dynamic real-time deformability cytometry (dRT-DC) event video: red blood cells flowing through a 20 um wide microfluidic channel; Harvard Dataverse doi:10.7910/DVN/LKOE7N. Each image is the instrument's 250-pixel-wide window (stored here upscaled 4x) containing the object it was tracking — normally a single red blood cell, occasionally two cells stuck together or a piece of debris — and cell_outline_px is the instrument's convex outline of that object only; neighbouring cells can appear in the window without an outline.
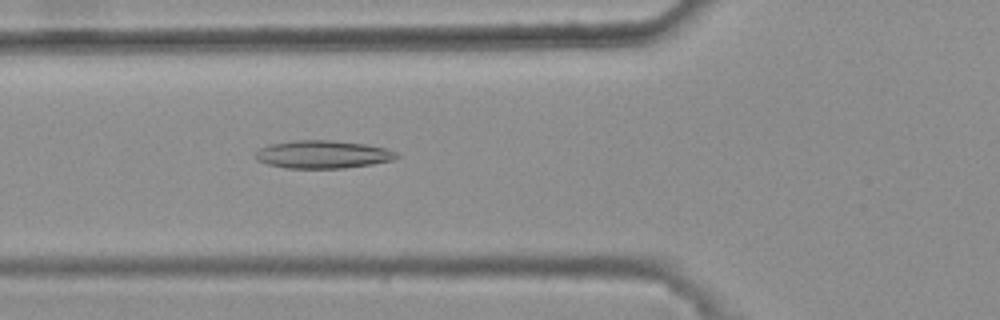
{"species": "common noctule bat (a hibernating species)", "species_latin": "Nyctalus noctula", "temperature_condition": "warm", "stored_images_in_passage": 39, "camera_frame_rate_fps": 3000, "um_per_image_px": 0.085, "animal": {"sex": "female", "body_mass_g": 25.1}, "frame": {"image": 1, "passage_image": 11, "time_ms": 3.333, "image_size_px": [1000, 320], "cell_outline_px": [[400, 156], [392, 160], [372, 164], [344, 168], [288, 168], [268, 164], [256, 160], [256, 152], [260, 148], [268, 144], [296, 140], [332, 140], [364, 144], [384, 148], [396, 152]], "centroid_in_image_um": [27.42, 13.12], "position_along_channel_um": 98.4, "area_um2": 22.83}}
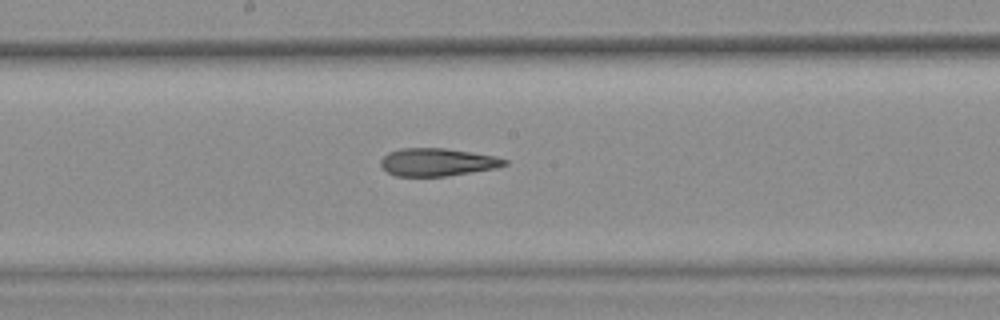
{"frame": {"image": 2, "passage_image": 20, "time_ms": 6.333, "image_size_px": [1000, 320], "cell_outline_px": [[508, 164], [496, 168], [472, 172], [444, 176], [396, 176], [388, 172], [380, 164], [380, 160], [388, 152], [400, 148], [444, 148], [472, 152], [496, 156], [508, 160]], "centroid_in_image_um": [37.18, 13.77], "position_along_channel_um": 211.0, "area_um2": 20.06}}
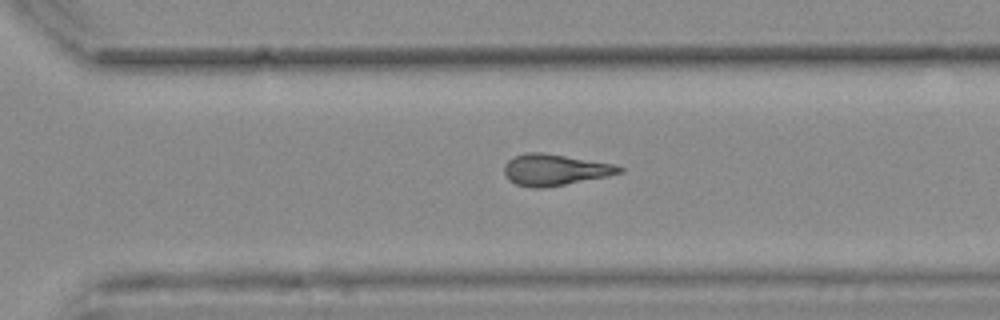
{"frame": {"image": 3, "passage_image": 29, "time_ms": 9.333, "image_size_px": [1000, 320], "cell_outline_px": [[624, 172], [608, 176], [544, 188], [532, 188], [516, 184], [508, 180], [504, 172], [504, 164], [512, 156], [524, 152], [544, 152], [616, 164], [624, 168]], "centroid_in_image_um": [47.15, 14.42], "position_along_channel_um": 323.4, "area_um2": 21.33}, "authors_computed_cell_mechanics": {"area_um2": 20.9236, "velocity_mm_per_s": 3.747, "shape_relaxation_time_tau1_ms": null, "shape_relaxation_time_tau2_ms": 6.2193, "deformation_change_tau1": null, "deformation_change_tau2": 0.1955}}